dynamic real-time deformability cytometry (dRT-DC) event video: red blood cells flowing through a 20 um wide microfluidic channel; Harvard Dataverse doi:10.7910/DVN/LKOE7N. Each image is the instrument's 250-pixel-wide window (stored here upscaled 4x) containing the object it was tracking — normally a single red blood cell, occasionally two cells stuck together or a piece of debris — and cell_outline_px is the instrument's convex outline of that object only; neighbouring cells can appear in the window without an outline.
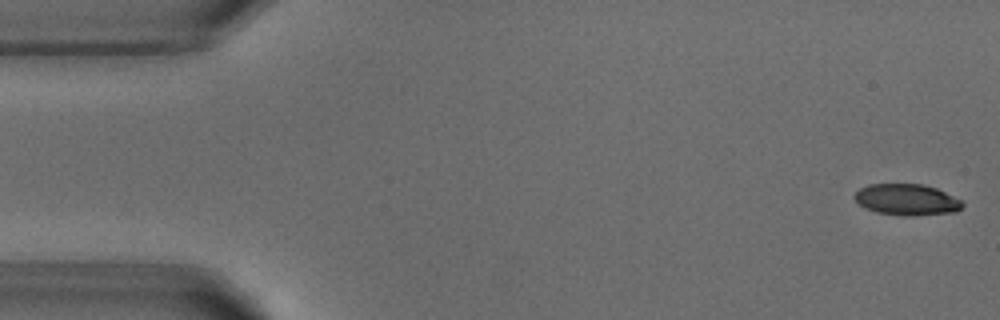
{"species": "common noctule bat (a hibernating species)", "species_latin": "Nyctalus noctula", "temperature_condition": "warm", "stored_images_in_passage": 8, "camera_frame_rate_fps": 3000, "um_per_image_px": 0.085, "animal": {"sex": "male", "body_mass_g": 18.8}, "frame": {"image": 1, "passage_image": 1, "time_ms": 0.0, "image_size_px": [1000, 320], "cell_outline_px": [[964, 204], [956, 212], [912, 216], [900, 216], [876, 212], [864, 208], [852, 196], [860, 188], [868, 184], [924, 184], [936, 188], [964, 200]], "centroid_in_image_um": [77.09, 16.97], "position_along_channel_um": 7.9, "area_um2": 19.94}}